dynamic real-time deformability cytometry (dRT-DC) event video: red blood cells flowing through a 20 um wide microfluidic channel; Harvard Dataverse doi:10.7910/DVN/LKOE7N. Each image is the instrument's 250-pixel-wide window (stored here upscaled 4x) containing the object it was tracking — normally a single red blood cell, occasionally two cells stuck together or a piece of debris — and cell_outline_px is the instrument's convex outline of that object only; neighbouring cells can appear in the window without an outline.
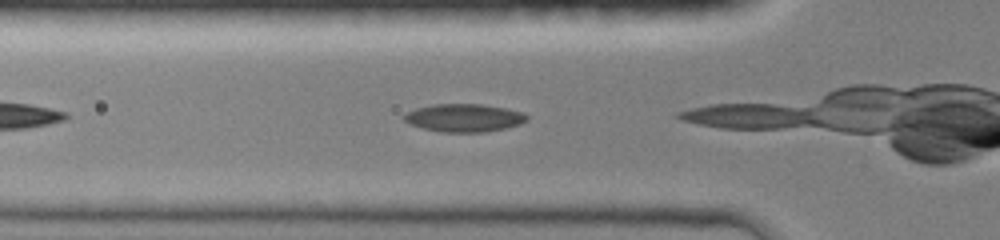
{"species": "common noctule bat (a hibernating species)", "species_latin": "Nyctalus noctula", "temperature_condition": "room temperature", "stored_images_in_passage": 4, "camera_frame_rate_fps": 3000, "um_per_image_px": 0.085, "animal": {"sex": "female", "body_mass_g": 19.0, "forearm_length_mm": 51.5}, "frame": {"image": 1, "passage_image": 3, "time_ms": 0.333, "image_size_px": [1000, 240], "cell_outline_px": [[528, 120], [520, 124], [504, 128], [484, 132], [440, 132], [424, 128], [412, 124], [404, 120], [400, 116], [404, 112], [416, 108], [432, 104], [480, 104], [504, 108], [524, 112], [528, 116]], "centroid_in_image_um": [39.42, 10.01], "position_along_channel_um": 86.4, "area_um2": 20.06}}